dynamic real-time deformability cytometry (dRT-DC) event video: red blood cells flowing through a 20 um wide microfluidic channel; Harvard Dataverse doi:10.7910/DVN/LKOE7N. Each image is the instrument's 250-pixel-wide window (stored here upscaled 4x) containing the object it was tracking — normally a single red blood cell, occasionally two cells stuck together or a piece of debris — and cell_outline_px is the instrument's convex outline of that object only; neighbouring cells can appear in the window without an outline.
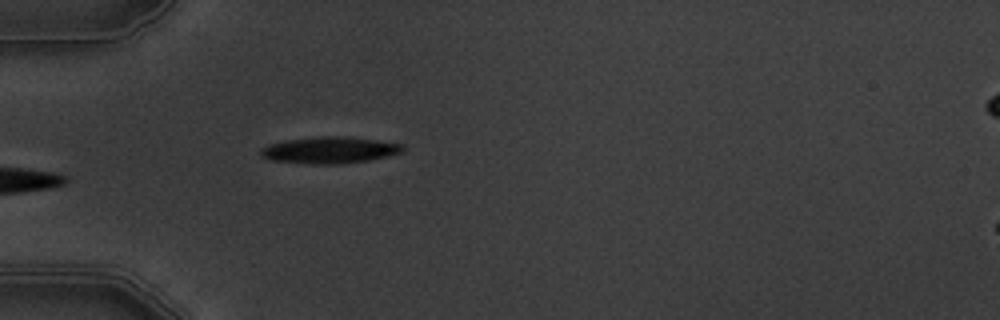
{"species": "common noctule bat (a hibernating species)", "species_latin": "Nyctalus noctula", "temperature_condition": "warm", "stored_images_in_passage": 3, "camera_frame_rate_fps": 3000, "um_per_image_px": 0.085, "animal": {"sex": "male", "body_mass_g": 19.5, "forearm_length_mm": 54.6}, "frame": {"image": 1, "passage_image": 3, "time_ms": 3.0, "image_size_px": [1000, 320], "cell_outline_px": [[404, 152], [388, 156], [368, 160], [344, 164], [308, 164], [272, 160], [264, 156], [260, 152], [260, 148], [268, 144], [288, 140], [324, 136], [336, 136], [372, 140], [404, 144]], "centroid_in_image_um": [28.03, 12.77], "position_along_channel_um": 57.0, "area_um2": 21.73}}